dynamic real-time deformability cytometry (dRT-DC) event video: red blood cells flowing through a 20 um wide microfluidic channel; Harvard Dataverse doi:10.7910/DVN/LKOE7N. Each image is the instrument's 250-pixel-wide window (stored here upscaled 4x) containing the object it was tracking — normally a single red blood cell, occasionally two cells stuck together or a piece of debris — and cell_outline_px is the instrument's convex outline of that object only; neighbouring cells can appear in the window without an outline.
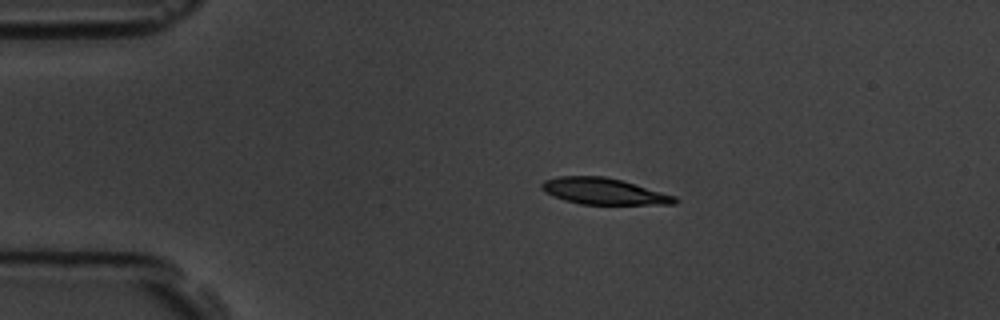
{"species": "common noctule bat (a hibernating species)", "species_latin": "Nyctalus noctula", "temperature_condition": "room temperature", "stored_images_in_passage": 7, "camera_frame_rate_fps": 3000, "um_per_image_px": 0.085, "animal": {"sex": "male", "body_mass_g": 19.5, "forearm_length_mm": 54.6}, "frame": {"image": 1, "passage_image": 2, "time_ms": 1.333, "image_size_px": [1000, 320], "cell_outline_px": [[680, 200], [676, 204], [580, 204], [564, 200], [544, 192], [540, 188], [540, 184], [544, 180], [560, 176], [604, 176], [620, 180], [676, 196]], "centroid_in_image_um": [51.29, 16.26], "position_along_channel_um": 33.7, "area_um2": 20.35}}
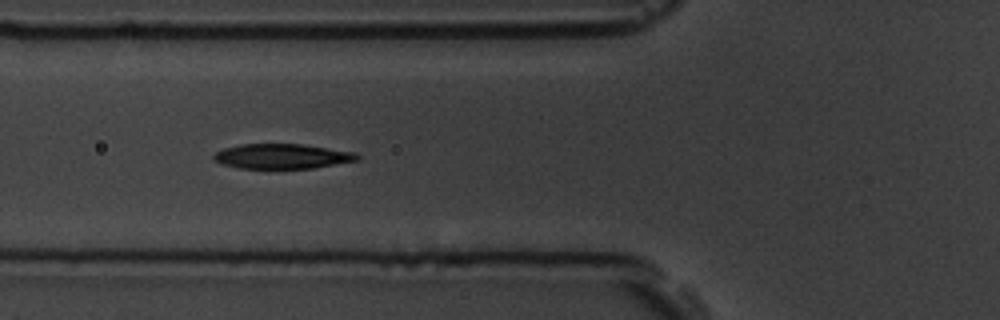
{"frame": {"image": 2, "passage_image": 4, "time_ms": 4.333, "image_size_px": [1000, 320], "cell_outline_px": [[360, 156], [356, 160], [312, 168], [240, 168], [220, 164], [212, 160], [212, 156], [216, 152], [224, 148], [240, 144], [300, 144], [356, 152]], "centroid_in_image_um": [23.91, 13.28], "position_along_channel_um": 101.9, "area_um2": 20.69}}
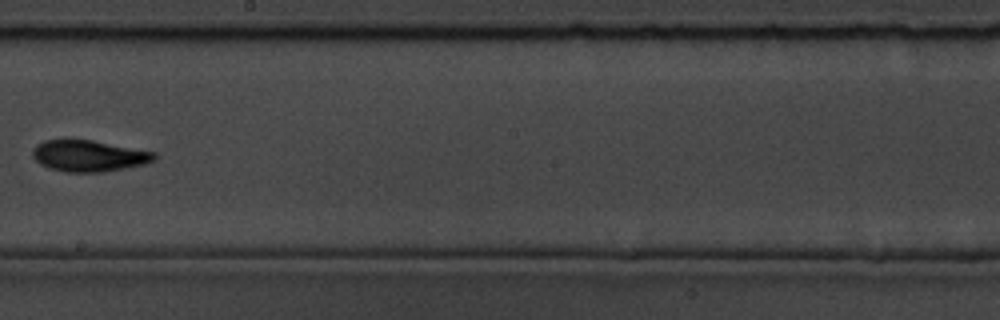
{"frame": {"image": 3, "passage_image": 7, "time_ms": 8.0, "image_size_px": [1000, 320], "cell_outline_px": [[156, 160], [144, 164], [104, 172], [64, 172], [48, 168], [40, 164], [32, 156], [32, 148], [36, 144], [44, 140], [68, 136], [92, 140], [156, 152]], "centroid_in_image_um": [7.48, 13.21], "position_along_channel_um": 240.7, "area_um2": 23.0}}